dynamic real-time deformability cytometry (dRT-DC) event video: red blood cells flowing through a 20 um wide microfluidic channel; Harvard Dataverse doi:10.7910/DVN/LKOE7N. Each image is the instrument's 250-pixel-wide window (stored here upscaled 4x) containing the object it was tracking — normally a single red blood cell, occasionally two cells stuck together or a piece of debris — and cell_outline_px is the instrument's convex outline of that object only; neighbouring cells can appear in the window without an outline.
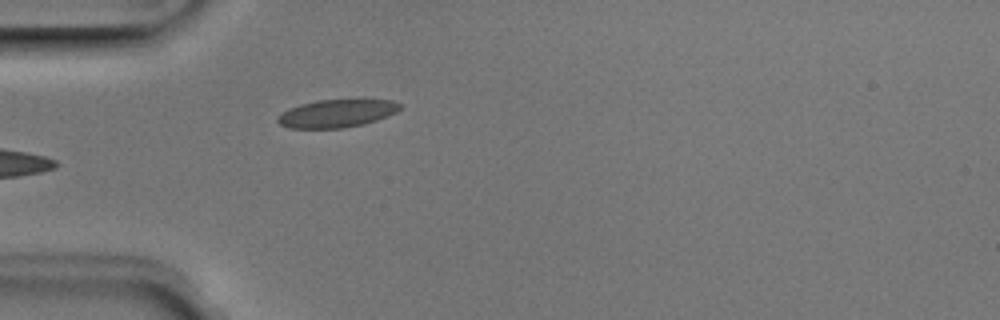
{"species": "Egyptian fruit bat (a non-hibernating species)", "species_latin": "Rousettus aegyptiacus", "temperature_condition": "room temperature", "stored_images_in_passage": 4, "camera_frame_rate_fps": 3000, "um_per_image_px": 0.085, "animal": {"sex": "male"}, "frame": {"image": 1, "passage_image": 4, "time_ms": 1.0, "image_size_px": [1000, 320], "cell_outline_px": [[400, 108], [396, 112], [388, 116], [364, 124], [344, 128], [288, 128], [280, 124], [276, 120], [276, 116], [300, 104], [320, 100], [360, 96], [364, 96], [392, 100], [400, 104]], "centroid_in_image_um": [28.71, 9.58], "position_along_channel_um": 56.3, "area_um2": 20.75}}